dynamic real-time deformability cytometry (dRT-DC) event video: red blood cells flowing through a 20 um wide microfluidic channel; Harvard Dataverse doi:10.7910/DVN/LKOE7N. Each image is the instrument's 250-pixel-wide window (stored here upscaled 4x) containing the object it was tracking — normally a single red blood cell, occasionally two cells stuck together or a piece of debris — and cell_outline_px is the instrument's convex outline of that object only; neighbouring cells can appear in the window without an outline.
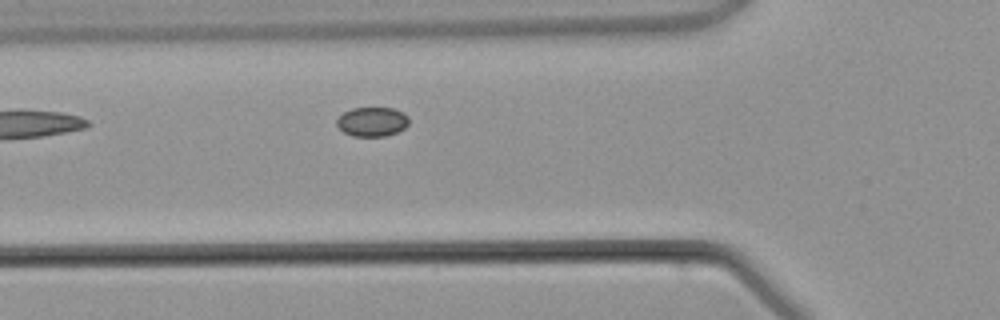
{"species": "common noctule bat (a hibernating species)", "species_latin": "Nyctalus noctula", "temperature_condition": "warm", "stored_images_in_passage": 3, "camera_frame_rate_fps": 3000, "um_per_image_px": 0.085, "animal": {"sex": "male", "body_mass_g": 21.5, "forearm_length_mm": 52.0}, "frame": {"image": 1, "passage_image": 3, "time_ms": 2.667, "image_size_px": [1000, 320], "cell_outline_px": [[408, 124], [404, 128], [396, 132], [384, 136], [352, 136], [344, 132], [336, 124], [336, 120], [344, 112], [352, 108], [392, 108], [404, 112], [408, 116]], "centroid_in_image_um": [31.63, 10.34], "position_along_channel_um": 94.2, "area_um2": 12.25}}